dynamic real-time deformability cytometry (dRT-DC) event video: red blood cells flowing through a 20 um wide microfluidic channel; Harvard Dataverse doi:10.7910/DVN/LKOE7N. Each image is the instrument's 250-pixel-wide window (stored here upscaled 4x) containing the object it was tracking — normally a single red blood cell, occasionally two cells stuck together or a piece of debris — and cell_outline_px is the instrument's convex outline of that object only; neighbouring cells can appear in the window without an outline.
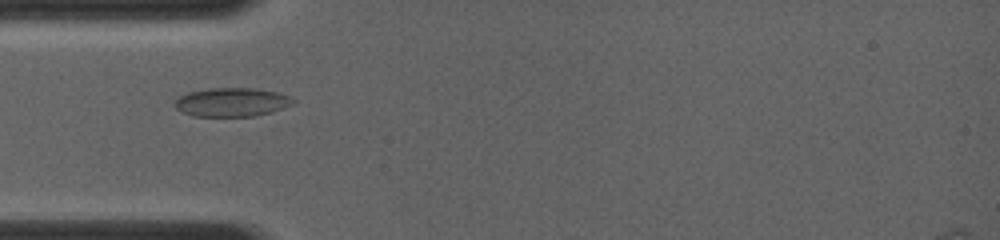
{"species": "common noctule bat (a hibernating species)", "species_latin": "Nyctalus noctula", "temperature_condition": "room temperature", "stored_images_in_passage": 7, "camera_frame_rate_fps": 4000, "um_per_image_px": 0.085, "animal": {"sex": "female", "body_mass_g": 19.0, "forearm_length_mm": 56.7}, "frame": {"image": 1, "passage_image": 6, "time_ms": 2.75, "image_size_px": [1000, 240], "cell_outline_px": [[296, 104], [272, 112], [256, 116], [192, 116], [180, 112], [172, 104], [180, 96], [188, 92], [208, 88], [252, 88], [276, 92], [292, 96], [296, 100]], "centroid_in_image_um": [19.73, 8.69], "position_along_channel_um": 65.3, "area_um2": 20.17}}
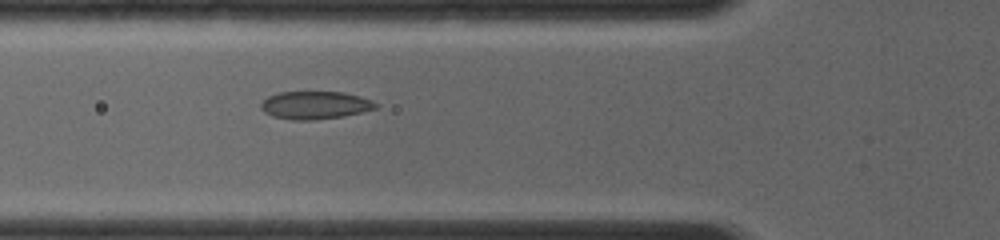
{"frame": {"image": 2, "passage_image": 7, "time_ms": 3.5, "image_size_px": [1000, 240], "cell_outline_px": [[380, 104], [376, 108], [344, 116], [312, 120], [292, 120], [272, 116], [264, 112], [260, 108], [260, 104], [268, 96], [280, 92], [344, 92], [360, 96], [372, 100]], "centroid_in_image_um": [26.78, 8.94], "position_along_channel_um": 99.0, "area_um2": 18.67}}